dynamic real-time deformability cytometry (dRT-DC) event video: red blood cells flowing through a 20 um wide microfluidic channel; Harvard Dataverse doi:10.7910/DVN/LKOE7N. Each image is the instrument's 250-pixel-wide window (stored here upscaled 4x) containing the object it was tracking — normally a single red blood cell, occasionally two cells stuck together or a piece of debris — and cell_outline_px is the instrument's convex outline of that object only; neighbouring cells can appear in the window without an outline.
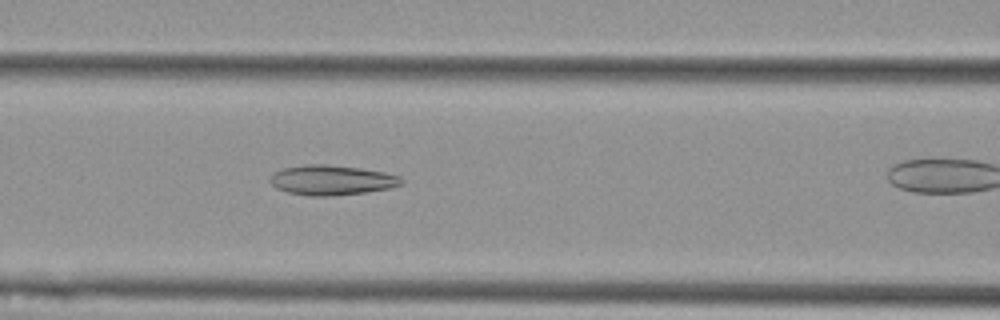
{"species": "Egyptian fruit bat (a non-hibernating species)", "species_latin": "Rousettus aegyptiacus", "temperature_condition": "cold", "stored_images_in_passage": 27, "camera_frame_rate_fps": 3000, "um_per_image_px": 0.085, "animal": {"sex": "female"}, "frame": {"image": 1, "passage_image": 6, "time_ms": 1.667, "image_size_px": [1000, 320], "cell_outline_px": [[404, 180], [400, 184], [388, 188], [364, 192], [332, 196], [308, 196], [288, 192], [276, 188], [268, 180], [272, 172], [284, 168], [304, 164], [324, 164], [360, 168], [384, 172], [400, 176]], "centroid_in_image_um": [28.14, 15.3], "position_along_channel_um": 138.5, "area_um2": 22.89}}
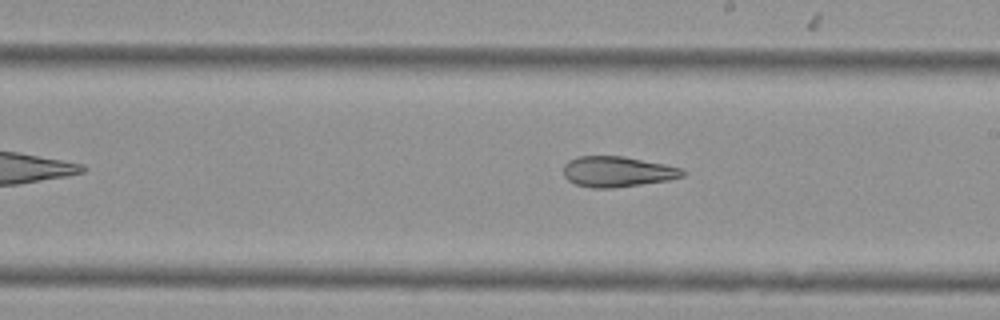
{"frame": {"image": 2, "passage_image": 14, "time_ms": 4.333, "image_size_px": [1000, 320], "cell_outline_px": [[688, 172], [684, 176], [668, 180], [612, 188], [592, 188], [576, 184], [568, 180], [564, 176], [564, 164], [568, 160], [576, 156], [624, 156], [684, 168]], "centroid_in_image_um": [52.49, 14.58], "position_along_channel_um": 236.5, "area_um2": 21.33}}
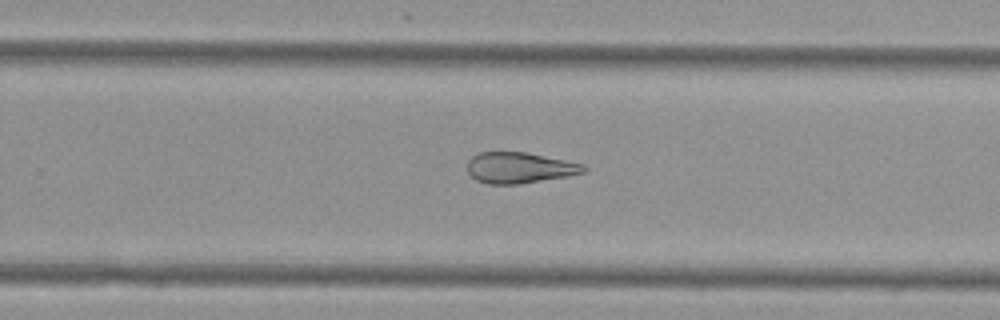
{"frame": {"image": 3, "passage_image": 18, "time_ms": 5.667, "image_size_px": [1000, 320], "cell_outline_px": [[588, 168], [584, 172], [568, 176], [520, 184], [488, 184], [476, 180], [468, 172], [468, 160], [472, 156], [480, 152], [528, 152], [584, 164]], "centroid_in_image_um": [44.17, 14.26], "position_along_channel_um": 285.6, "area_um2": 21.04}}